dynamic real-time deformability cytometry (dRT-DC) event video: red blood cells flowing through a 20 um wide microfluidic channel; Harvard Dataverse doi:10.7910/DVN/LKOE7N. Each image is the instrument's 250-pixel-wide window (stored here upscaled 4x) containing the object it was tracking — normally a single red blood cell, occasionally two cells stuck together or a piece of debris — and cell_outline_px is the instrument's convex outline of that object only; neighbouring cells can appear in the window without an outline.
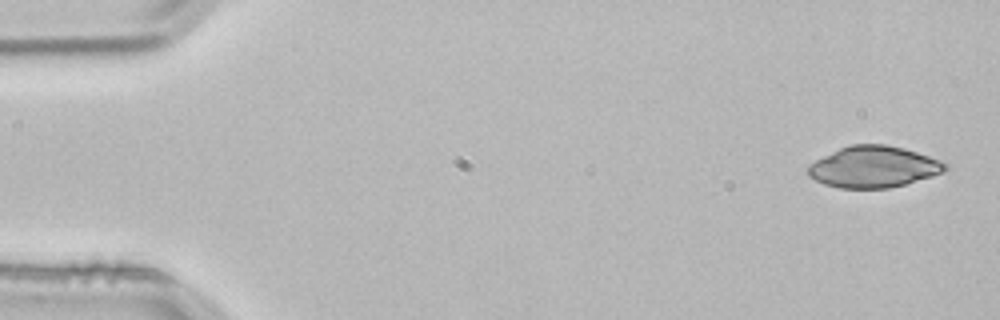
{"species": "common noctule bat (a hibernating species)", "species_latin": "Nyctalus noctula", "temperature_condition": "room temperature", "stored_images_in_passage": 3, "camera_frame_rate_fps": 3000, "um_per_image_px": 0.085, "animal": {"sex": "male", "body_mass_g": 21.5, "forearm_length_mm": 52.0}, "frame": {"image": 1, "passage_image": 1, "time_ms": 0.0, "image_size_px": [1000, 320], "cell_outline_px": [[948, 168], [944, 172], [932, 176], [904, 184], [888, 188], [840, 188], [824, 184], [808, 176], [808, 164], [840, 148], [852, 144], [888, 144], [904, 148], [940, 160], [948, 164]], "centroid_in_image_um": [74.26, 14.18], "position_along_channel_um": 10.7, "area_um2": 32.95}}